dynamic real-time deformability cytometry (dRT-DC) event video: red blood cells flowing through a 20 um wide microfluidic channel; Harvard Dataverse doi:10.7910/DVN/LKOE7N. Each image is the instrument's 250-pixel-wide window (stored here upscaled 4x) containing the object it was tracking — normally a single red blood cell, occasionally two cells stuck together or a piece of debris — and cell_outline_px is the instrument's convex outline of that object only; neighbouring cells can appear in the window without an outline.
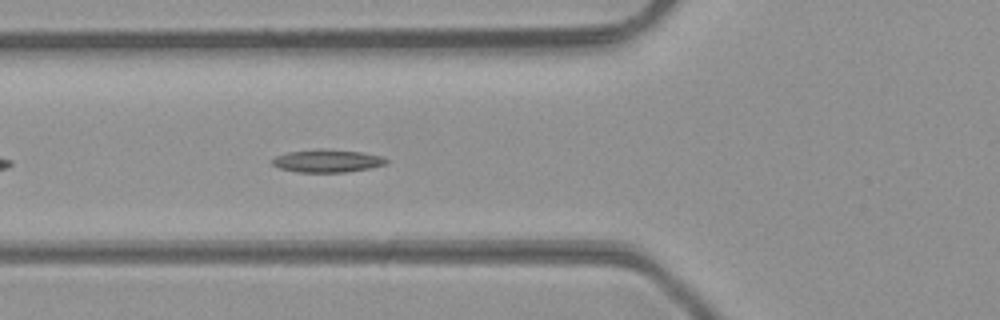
{"species": "common noctule bat (a hibernating species)", "species_latin": "Nyctalus noctula", "temperature_condition": "room temperature", "stored_images_in_passage": 33, "camera_frame_rate_fps": 3000, "um_per_image_px": 0.085, "animal": {"sex": "male", "body_mass_g": 23.1, "forearm_length_mm": 52.7}, "frame": {"image": 1, "passage_image": 3, "time_ms": 0.667, "image_size_px": [1000, 320], "cell_outline_px": [[388, 164], [368, 168], [344, 172], [296, 172], [280, 168], [272, 164], [272, 160], [276, 156], [288, 152], [320, 148], [324, 148], [360, 152], [380, 156], [388, 160]], "centroid_in_image_um": [27.8, 13.67], "position_along_channel_um": 98.0, "area_um2": 15.09}}
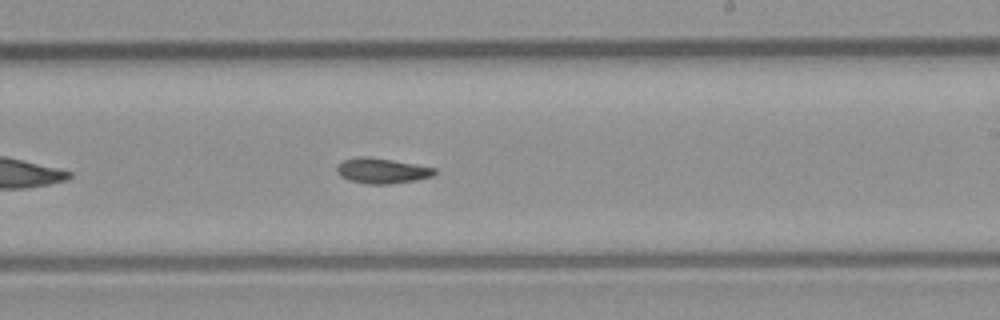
{"frame": {"image": 2, "passage_image": 14, "time_ms": 4.333, "image_size_px": [1000, 320], "cell_outline_px": [[436, 172], [432, 176], [416, 180], [388, 184], [368, 184], [348, 180], [340, 176], [336, 172], [336, 168], [344, 160], [360, 156], [368, 156], [416, 164], [436, 168]], "centroid_in_image_um": [32.46, 14.51], "position_along_channel_um": 256.5, "area_um2": 14.39}}
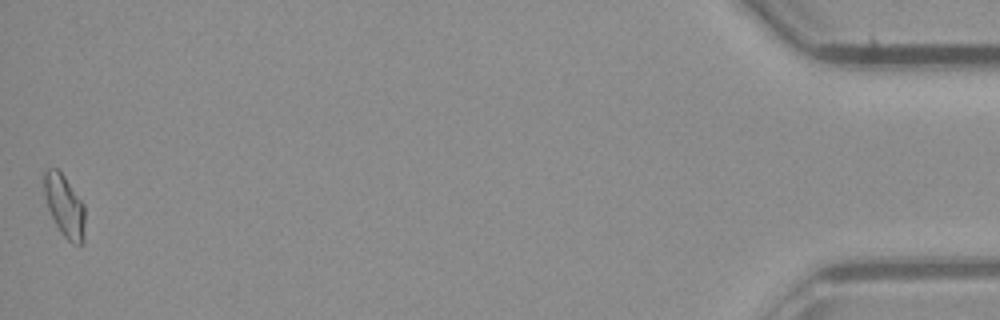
{"frame": {"image": 3, "passage_image": 33, "time_ms": 10.667, "image_size_px": [1000, 320], "cell_outline_px": [[84, 244], [72, 244], [60, 232], [48, 208], [44, 196], [44, 172], [48, 168], [56, 168], [64, 176], [84, 204]], "centroid_in_image_um": [5.49, 17.52], "position_along_channel_um": 429.7, "area_um2": 14.68}}